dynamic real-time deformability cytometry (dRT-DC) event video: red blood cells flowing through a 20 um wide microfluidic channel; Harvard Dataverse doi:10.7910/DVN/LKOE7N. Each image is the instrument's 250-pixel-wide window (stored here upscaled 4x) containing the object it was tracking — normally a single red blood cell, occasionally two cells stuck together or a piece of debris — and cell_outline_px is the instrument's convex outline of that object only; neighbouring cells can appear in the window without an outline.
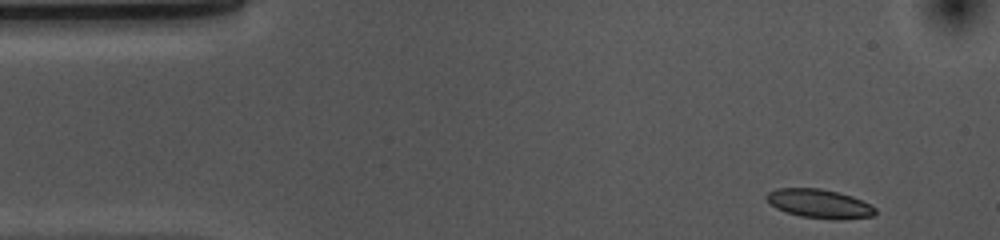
{"species": "common noctule bat (a hibernating species)", "species_latin": "Nyctalus noctula", "temperature_condition": "cold", "stored_images_in_passage": 41, "camera_frame_rate_fps": 3000, "um_per_image_px": 0.085, "animal": {"sex": "female", "body_mass_g": 10.0, "forearm_length_mm": 53.1}, "frame": {"image": 1, "passage_image": 1, "time_ms": 0.0, "image_size_px": [1000, 240], "cell_outline_px": [[876, 212], [872, 216], [840, 220], [832, 220], [800, 216], [776, 208], [764, 196], [768, 192], [776, 188], [820, 188], [840, 192], [852, 196], [876, 208]], "centroid_in_image_um": [69.65, 17.31], "position_along_channel_um": 15.4, "area_um2": 18.32}}
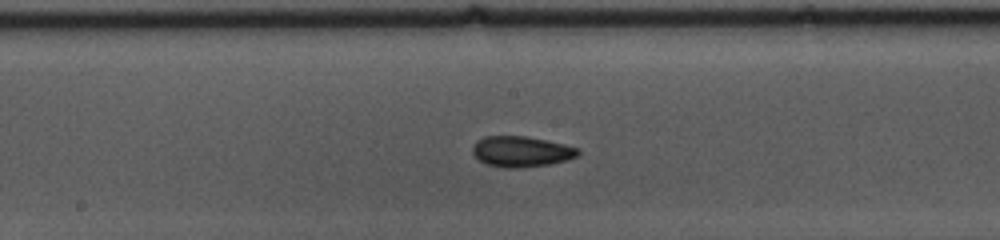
{"frame": {"image": 2, "passage_image": 23, "time_ms": 7.333, "image_size_px": [1000, 240], "cell_outline_px": [[580, 152], [576, 156], [568, 160], [548, 164], [520, 168], [504, 168], [488, 164], [480, 160], [472, 152], [472, 148], [476, 140], [484, 136], [528, 136], [564, 144], [580, 148]], "centroid_in_image_um": [44.32, 12.87], "position_along_channel_um": 203.9, "area_um2": 18.9}}
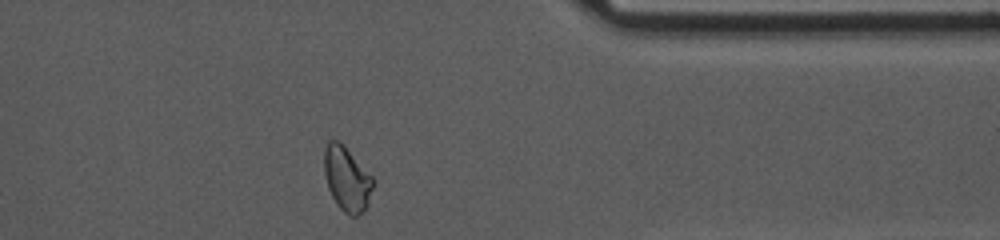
{"frame": {"image": 3, "passage_image": 39, "time_ms": 12.667, "image_size_px": [1000, 240], "cell_outline_px": [[372, 188], [368, 204], [364, 212], [356, 216], [348, 216], [336, 204], [328, 188], [324, 172], [324, 148], [328, 140], [340, 140], [344, 144], [372, 176]], "centroid_in_image_um": [29.47, 15.19], "position_along_channel_um": 381.9, "area_um2": 18.5}, "authors_computed_cell_mechanics": {"area_um2": 18.207, "velocity_mm_per_s": 3.6568, "shape_relaxation_time_tau1_ms": 8.6754, "shape_relaxation_time_tau2_ms": 2.8381, "deformation_change_tau1": 0.1386, "deformation_change_tau2": 0.0746}}